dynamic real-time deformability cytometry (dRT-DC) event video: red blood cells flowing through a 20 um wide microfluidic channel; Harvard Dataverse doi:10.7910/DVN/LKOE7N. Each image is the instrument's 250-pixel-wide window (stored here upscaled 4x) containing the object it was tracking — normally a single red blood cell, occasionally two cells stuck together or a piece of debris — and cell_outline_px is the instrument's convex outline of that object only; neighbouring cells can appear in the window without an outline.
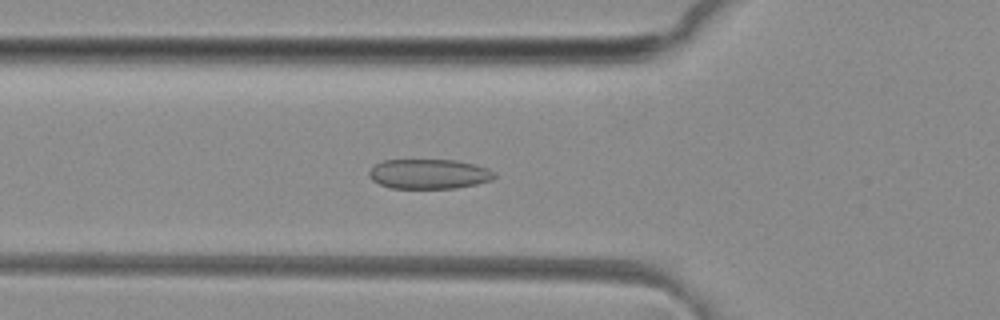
{"species": "common noctule bat (a hibernating species)", "species_latin": "Nyctalus noctula", "temperature_condition": "room temperature", "stored_images_in_passage": 49, "camera_frame_rate_fps": 3000, "um_per_image_px": 0.085, "animal": {"sex": "female", "body_mass_g": 29.2, "forearm_length_mm": 56.3}, "frame": {"image": 1, "passage_image": 17, "time_ms": 5.333, "image_size_px": [1000, 320], "cell_outline_px": [[496, 176], [492, 180], [476, 184], [456, 188], [392, 188], [380, 184], [372, 180], [368, 176], [368, 172], [376, 164], [384, 160], [456, 160], [488, 168], [496, 172]], "centroid_in_image_um": [36.48, 14.79], "position_along_channel_um": 89.3, "area_um2": 21.73}}
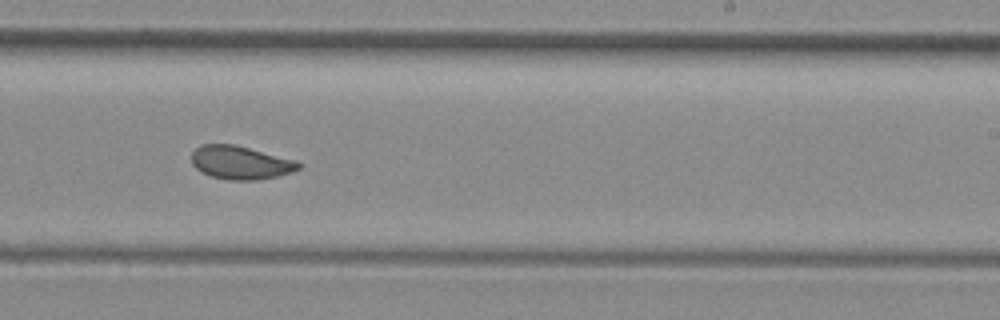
{"frame": {"image": 2, "passage_image": 30, "time_ms": 9.667, "image_size_px": [1000, 320], "cell_outline_px": [[304, 164], [300, 168], [292, 172], [276, 176], [256, 180], [228, 180], [212, 176], [200, 172], [192, 164], [192, 152], [200, 144], [236, 144], [296, 160]], "centroid_in_image_um": [20.45, 13.81], "position_along_channel_um": 268.5, "area_um2": 20.98}}
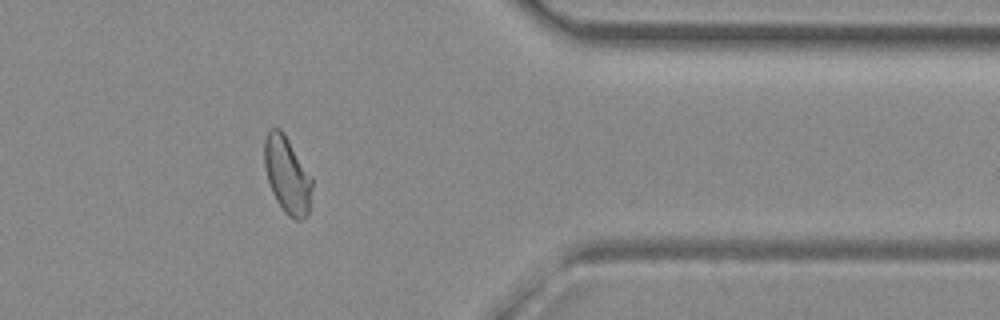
{"frame": {"image": 3, "passage_image": 40, "time_ms": 13.0, "image_size_px": [1000, 320], "cell_outline_px": [[312, 188], [308, 212], [304, 220], [296, 220], [288, 216], [284, 212], [276, 200], [272, 192], [268, 180], [264, 164], [264, 140], [268, 128], [280, 128], [284, 132], [312, 176]], "centroid_in_image_um": [24.41, 14.85], "position_along_channel_um": 387.0, "area_um2": 21.56}, "authors_computed_cell_mechanics": {"area_um2": 21.7906, "velocity_mm_per_s": 4.1351, "shape_relaxation_time_tau1_ms": 8.3797, "shape_relaxation_time_tau2_ms": 0.9435, "deformation_change_tau1": 0.1457, "deformation_change_tau2": 0.0611}}